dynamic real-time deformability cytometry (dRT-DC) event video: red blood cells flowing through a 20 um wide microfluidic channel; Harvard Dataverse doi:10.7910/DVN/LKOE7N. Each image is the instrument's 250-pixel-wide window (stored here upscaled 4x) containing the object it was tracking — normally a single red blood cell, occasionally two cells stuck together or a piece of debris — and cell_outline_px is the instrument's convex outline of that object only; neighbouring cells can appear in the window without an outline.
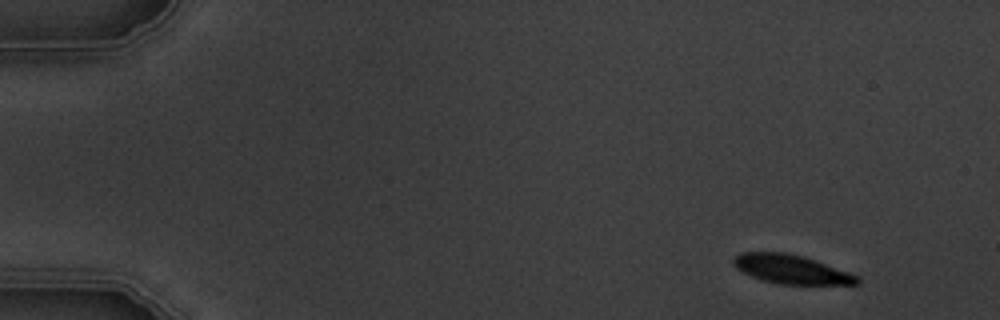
{"species": "common noctule bat (a hibernating species)", "species_latin": "Nyctalus noctula", "temperature_condition": "warm", "stored_images_in_passage": 5, "camera_frame_rate_fps": 3000, "um_per_image_px": 0.085, "animal": {"sex": "male", "body_mass_g": 19.5, "forearm_length_mm": 54.6}, "frame": {"image": 1, "passage_image": 1, "time_ms": 0.0, "image_size_px": [1000, 320], "cell_outline_px": [[860, 284], [780, 284], [760, 280], [736, 268], [732, 264], [732, 260], [740, 252], [784, 252], [804, 256], [860, 276]], "centroid_in_image_um": [67.25, 22.88], "position_along_channel_um": 17.7, "area_um2": 20.87}}
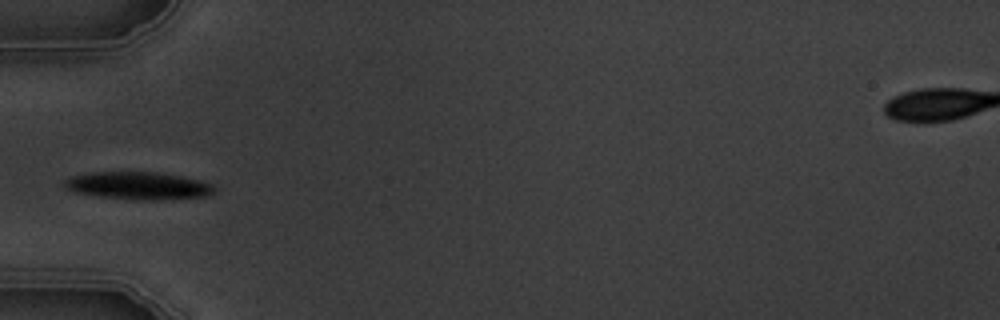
{"frame": {"image": 2, "passage_image": 5, "time_ms": 4.667, "image_size_px": [1000, 320], "cell_outline_px": [[216, 188], [212, 192], [204, 196], [156, 200], [136, 200], [100, 196], [72, 192], [64, 188], [64, 180], [72, 176], [92, 172], [156, 172], [180, 176], [200, 180], [212, 184]], "centroid_in_image_um": [11.71, 15.78], "position_along_channel_um": 73.3, "area_um2": 23.99}}